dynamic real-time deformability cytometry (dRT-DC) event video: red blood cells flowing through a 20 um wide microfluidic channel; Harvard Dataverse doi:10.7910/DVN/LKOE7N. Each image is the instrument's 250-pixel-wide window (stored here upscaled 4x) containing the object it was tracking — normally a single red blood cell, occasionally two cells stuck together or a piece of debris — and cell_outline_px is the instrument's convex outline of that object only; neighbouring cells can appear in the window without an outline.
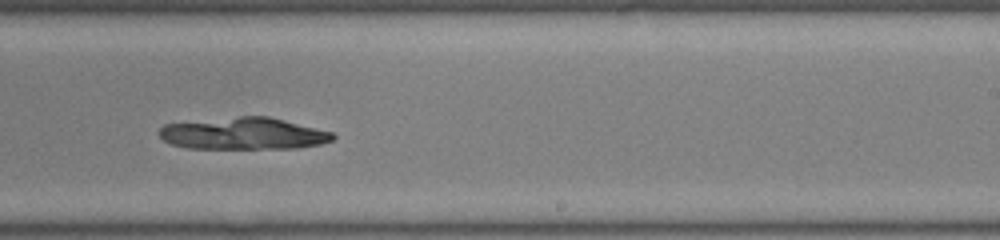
{"species": "common noctule bat (a hibernating species)", "species_latin": "Nyctalus noctula", "temperature_condition": "room temperature", "stored_images_in_passage": 37, "camera_frame_rate_fps": 3000, "um_per_image_px": 0.085, "animal": {"sex": "male", "body_mass_g": 19.0, "forearm_length_mm": 50.8}, "frame": {"image": 1, "passage_image": 21, "time_ms": 6.667, "image_size_px": [1000, 240], "cell_outline_px": [[336, 136], [332, 140], [320, 144], [296, 148], [188, 148], [172, 144], [164, 140], [156, 132], [164, 124], [240, 116], [268, 116], [332, 132]], "centroid_in_image_um": [20.68, 11.35], "position_along_channel_um": 268.3, "area_um2": 32.08}}
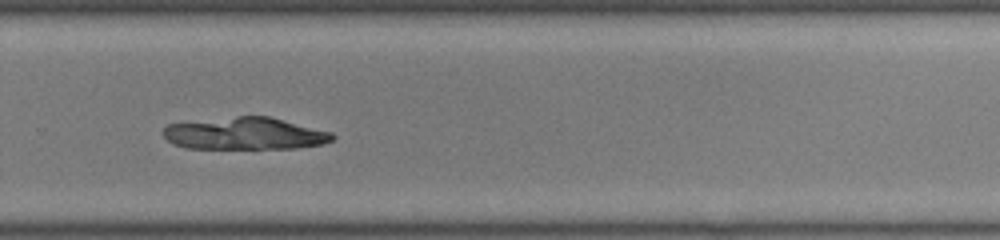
{"frame": {"image": 2, "passage_image": 24, "time_ms": 7.667, "image_size_px": [1000, 240], "cell_outline_px": [[336, 136], [332, 140], [320, 144], [296, 148], [188, 148], [172, 144], [164, 136], [164, 128], [168, 124], [236, 116], [268, 116], [332, 132]], "centroid_in_image_um": [20.82, 11.35], "position_along_channel_um": 309.0, "area_um2": 31.44}}
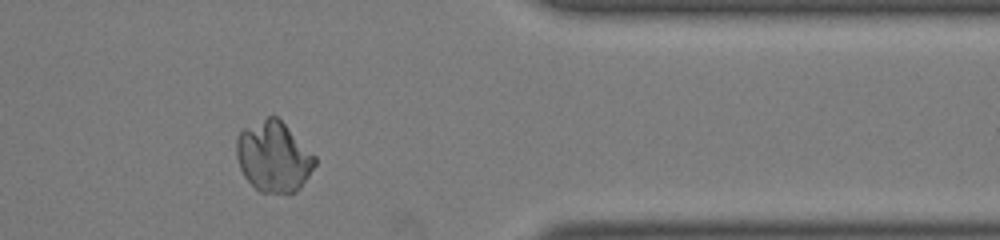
{"frame": {"image": 3, "passage_image": 31, "time_ms": 10.0, "image_size_px": [1000, 240], "cell_outline_px": [[316, 164], [300, 188], [296, 192], [260, 192], [244, 176], [240, 168], [236, 156], [236, 136], [244, 128], [268, 116], [276, 116], [316, 156]], "centroid_in_image_um": [23.24, 13.32], "position_along_channel_um": 388.2, "area_um2": 31.91}}